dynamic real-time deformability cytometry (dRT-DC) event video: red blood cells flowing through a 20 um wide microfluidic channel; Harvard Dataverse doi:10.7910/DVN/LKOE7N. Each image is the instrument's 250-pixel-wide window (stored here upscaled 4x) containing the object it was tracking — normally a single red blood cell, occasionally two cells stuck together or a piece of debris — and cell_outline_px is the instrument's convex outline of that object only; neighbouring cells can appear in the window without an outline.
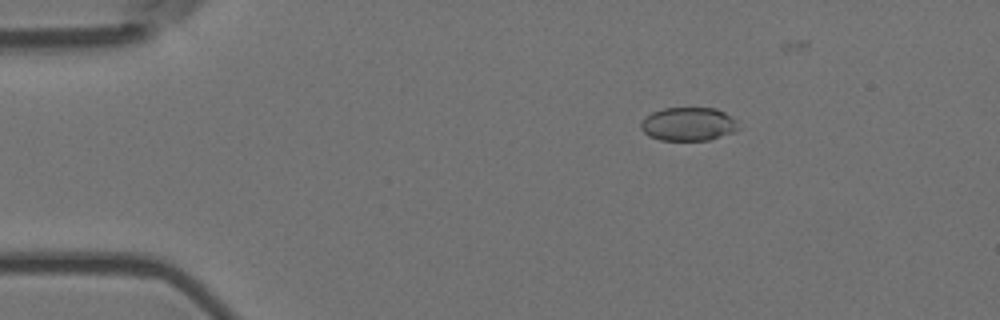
{"species": "Egyptian fruit bat (a non-hibernating species)", "species_latin": "Rousettus aegyptiacus", "temperature_condition": "room temperature", "stored_images_in_passage": 47, "camera_frame_rate_fps": 3000, "um_per_image_px": 0.085, "animal": {"sex": "female"}, "frame": {"image": 1, "passage_image": 1, "time_ms": 0.0, "image_size_px": [1000, 320], "cell_outline_px": [[740, 128], [736, 132], [708, 140], [660, 140], [648, 136], [640, 128], [640, 124], [652, 112], [664, 108], [716, 108], [724, 112], [736, 120]], "centroid_in_image_um": [58.54, 10.55], "position_along_channel_um": 26.5, "area_um2": 19.07}}
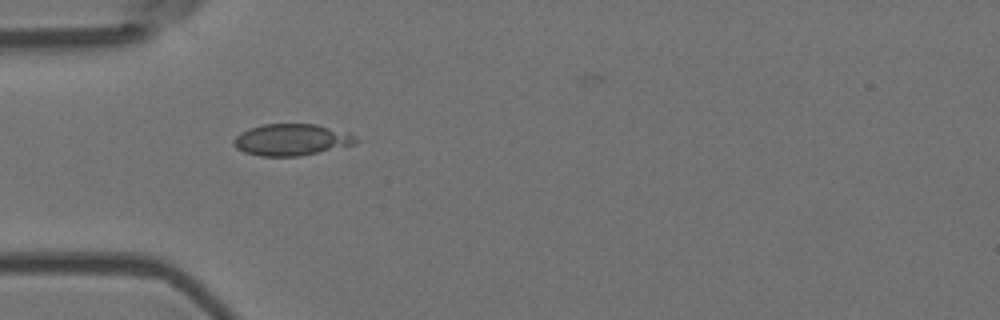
{"frame": {"image": 2, "passage_image": 9, "time_ms": 2.667, "image_size_px": [1000, 320], "cell_outline_px": [[360, 140], [356, 144], [300, 156], [260, 156], [244, 152], [236, 148], [232, 144], [232, 140], [240, 132], [248, 128], [264, 124], [316, 124], [348, 132], [356, 136]], "centroid_in_image_um": [24.77, 11.87], "position_along_channel_um": 60.2, "area_um2": 22.72}}
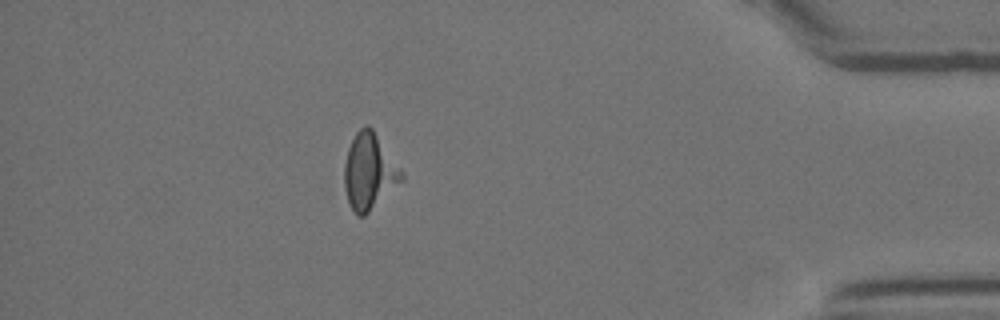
{"frame": {"image": 3, "passage_image": 41, "time_ms": 13.333, "image_size_px": [1000, 320], "cell_outline_px": [[404, 180], [364, 216], [356, 216], [348, 200], [344, 188], [344, 164], [348, 148], [356, 132], [360, 128], [368, 124], [372, 128], [404, 172]], "centroid_in_image_um": [31.39, 14.58], "position_along_channel_um": 403.8, "area_um2": 25.37}}